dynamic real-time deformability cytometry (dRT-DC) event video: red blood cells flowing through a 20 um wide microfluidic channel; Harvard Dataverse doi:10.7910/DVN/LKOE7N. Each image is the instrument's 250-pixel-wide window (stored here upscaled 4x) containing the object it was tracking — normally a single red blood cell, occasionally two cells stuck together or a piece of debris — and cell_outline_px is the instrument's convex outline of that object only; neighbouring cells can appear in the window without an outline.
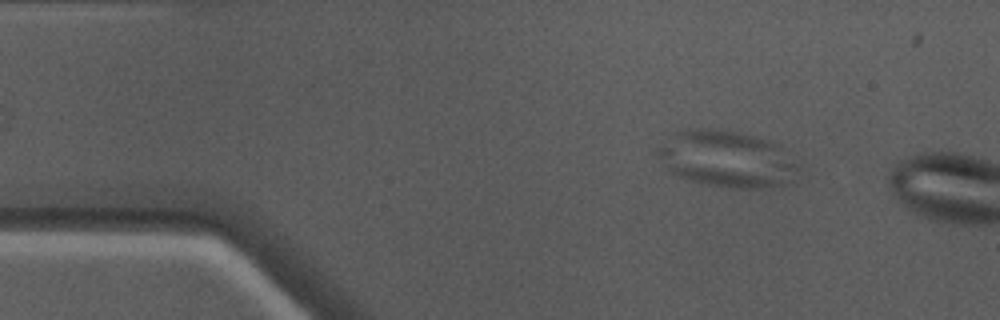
{"species": "Egyptian fruit bat (a non-hibernating species)", "species_latin": "Rousettus aegyptiacus", "temperature_condition": "warm", "stored_images_in_passage": 50, "camera_frame_rate_fps": 3000, "um_per_image_px": 0.085, "animal": {"sex": "male"}, "frame": {"image": 1, "passage_image": 6, "time_ms": 1.667, "image_size_px": [1000, 320], "cell_outline_px": [[800, 168], [788, 184], [752, 188], [740, 188], [704, 184], [688, 180], [672, 172], [668, 168], [656, 152], [656, 148], [676, 132], [700, 128], [736, 132], [768, 140], [776, 144]], "centroid_in_image_um": [61.76, 13.52], "position_along_channel_um": 23.2, "area_um2": 45.2}}
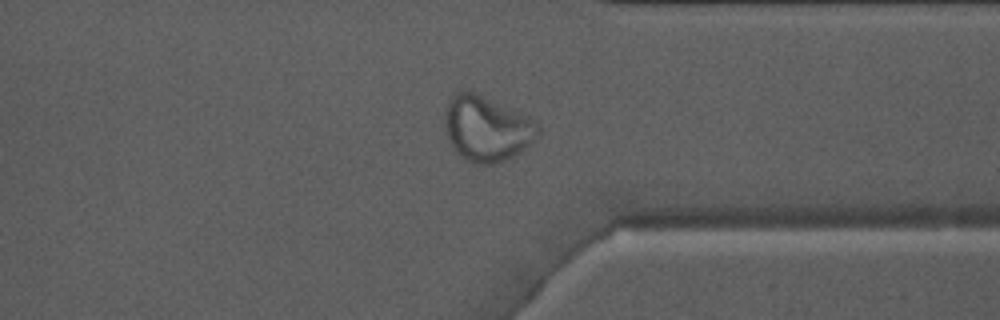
{"frame": {"image": 2, "passage_image": 37, "time_ms": 12.0, "image_size_px": [1000, 320], "cell_outline_px": [[540, 128], [536, 136], [520, 152], [504, 160], [492, 164], [472, 164], [464, 160], [452, 148], [444, 132], [444, 116], [448, 104], [452, 96], [456, 92], [464, 88], [468, 88], [528, 116], [536, 120]], "centroid_in_image_um": [41.31, 10.91], "position_along_channel_um": 370.1, "area_um2": 35.89}}
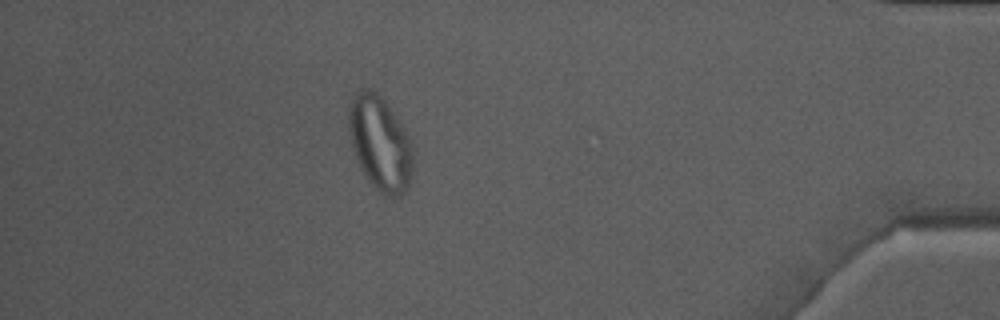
{"frame": {"image": 3, "passage_image": 43, "time_ms": 14.0, "image_size_px": [1000, 320], "cell_outline_px": [[416, 152], [408, 188], [404, 192], [396, 196], [384, 196], [372, 184], [356, 160], [348, 132], [348, 116], [352, 100], [360, 88], [372, 88], [384, 100], [404, 128]], "centroid_in_image_um": [32.33, 12.18], "position_along_channel_um": 402.9, "area_um2": 35.37}}